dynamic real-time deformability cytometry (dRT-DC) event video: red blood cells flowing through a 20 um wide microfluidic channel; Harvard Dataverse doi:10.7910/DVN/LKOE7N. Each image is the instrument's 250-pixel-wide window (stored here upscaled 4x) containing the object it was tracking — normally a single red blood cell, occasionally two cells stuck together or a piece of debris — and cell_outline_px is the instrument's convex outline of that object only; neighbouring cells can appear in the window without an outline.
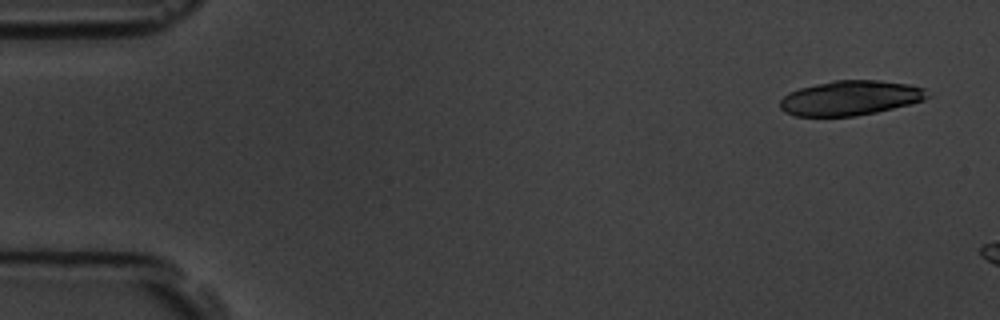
{"species": "common noctule bat (a hibernating species)", "species_latin": "Nyctalus noctula", "temperature_condition": "room temperature", "stored_images_in_passage": 4, "camera_frame_rate_fps": 3000, "um_per_image_px": 0.085, "animal": {"sex": "male", "body_mass_g": 19.5, "forearm_length_mm": 54.6}, "frame": {"image": 1, "passage_image": 1, "time_ms": 0.0, "image_size_px": [1000, 320], "cell_outline_px": [[932, 96], [924, 100], [876, 112], [856, 116], [796, 116], [784, 112], [780, 108], [780, 100], [788, 92], [800, 88], [832, 80], [880, 80], [908, 84], [924, 88]], "centroid_in_image_um": [72.28, 8.32], "position_along_channel_um": 12.7, "area_um2": 29.88}}